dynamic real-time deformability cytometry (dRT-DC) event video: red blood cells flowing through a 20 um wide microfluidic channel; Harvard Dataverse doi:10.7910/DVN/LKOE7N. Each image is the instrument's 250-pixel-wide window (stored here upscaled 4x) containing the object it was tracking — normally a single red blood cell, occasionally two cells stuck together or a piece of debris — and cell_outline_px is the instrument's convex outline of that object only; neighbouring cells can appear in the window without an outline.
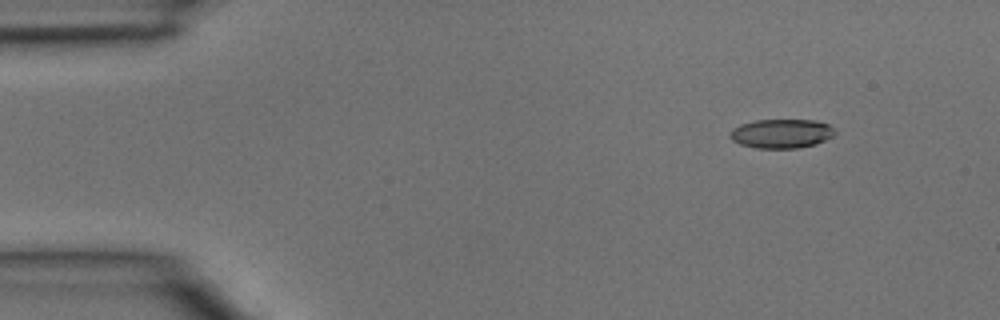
{"species": "common noctule bat (a hibernating species)", "species_latin": "Nyctalus noctula", "temperature_condition": "room temperature", "stored_images_in_passage": 2, "camera_frame_rate_fps": 3000, "um_per_image_px": 0.085, "animal": {"sex": "male", "body_mass_g": 15.6}, "frame": {"image": 1, "passage_image": 1, "time_ms": 0.0, "image_size_px": [1000, 320], "cell_outline_px": [[836, 132], [832, 136], [816, 144], [800, 148], [756, 148], [740, 144], [732, 140], [728, 136], [728, 132], [732, 128], [740, 124], [756, 120], [812, 120], [828, 124], [836, 128]], "centroid_in_image_um": [66.4, 11.35], "position_along_channel_um": 18.6, "area_um2": 17.98}}